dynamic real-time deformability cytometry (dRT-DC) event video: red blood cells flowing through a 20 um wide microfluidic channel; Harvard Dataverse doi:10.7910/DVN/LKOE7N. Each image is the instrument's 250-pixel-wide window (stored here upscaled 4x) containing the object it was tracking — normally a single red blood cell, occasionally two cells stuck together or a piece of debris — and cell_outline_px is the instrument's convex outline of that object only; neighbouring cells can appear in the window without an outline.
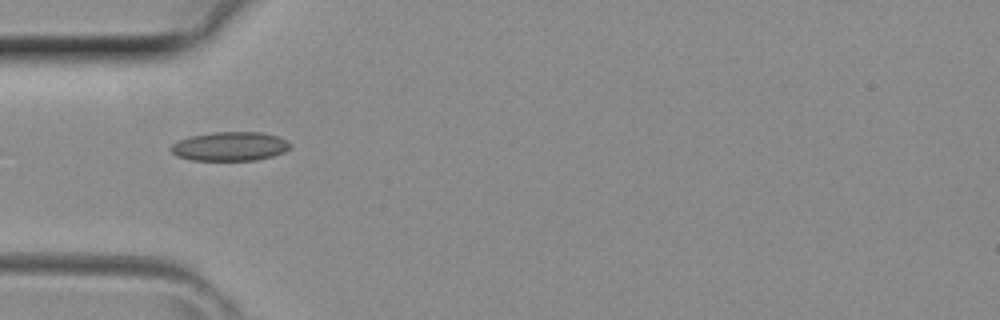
{"species": "common noctule bat (a hibernating species)", "species_latin": "Nyctalus noctula", "temperature_condition": "room temperature", "stored_images_in_passage": 3, "camera_frame_rate_fps": 3000, "um_per_image_px": 0.085, "animal": {"sex": "female", "body_mass_g": 29.2, "forearm_length_mm": 56.3}, "frame": {"image": 1, "passage_image": 2, "time_ms": 0.333, "image_size_px": [1000, 320], "cell_outline_px": [[292, 144], [284, 152], [272, 156], [256, 160], [192, 160], [176, 156], [168, 148], [176, 140], [192, 136], [212, 132], [260, 132], [276, 136], [288, 140]], "centroid_in_image_um": [19.52, 12.44], "position_along_channel_um": 65.5, "area_um2": 20.23}}
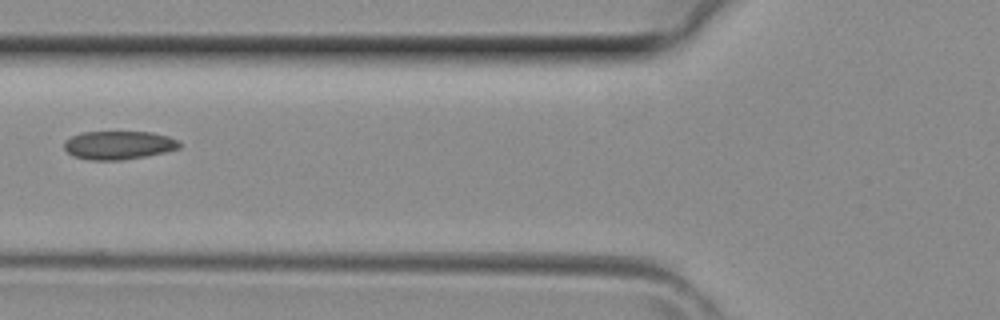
{"frame": {"image": 2, "passage_image": 3, "time_ms": 0.667, "image_size_px": [1000, 320], "cell_outline_px": [[180, 148], [164, 152], [144, 156], [120, 160], [92, 160], [72, 156], [64, 148], [64, 140], [80, 132], [152, 132], [168, 136], [180, 140]], "centroid_in_image_um": [10.07, 12.33], "position_along_channel_um": 115.7, "area_um2": 19.13}}